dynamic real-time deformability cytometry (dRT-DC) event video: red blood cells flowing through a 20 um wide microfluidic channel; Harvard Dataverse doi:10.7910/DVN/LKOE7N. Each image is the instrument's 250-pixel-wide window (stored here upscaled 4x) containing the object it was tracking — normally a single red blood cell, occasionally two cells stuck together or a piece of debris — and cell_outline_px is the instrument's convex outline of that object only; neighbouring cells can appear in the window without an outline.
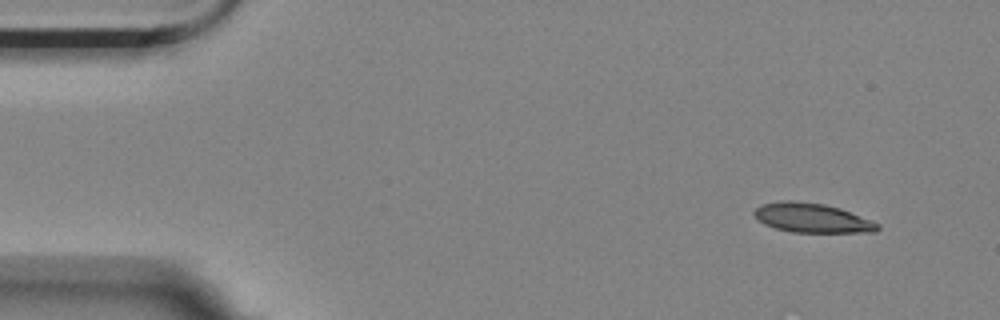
{"species": "Egyptian fruit bat (a non-hibernating species)", "species_latin": "Rousettus aegyptiacus", "temperature_condition": "room temperature", "stored_images_in_passage": 4, "camera_frame_rate_fps": 3000, "um_per_image_px": 0.085, "animal": {"sex": "female"}, "frame": {"image": 1, "passage_image": 1, "time_ms": 0.0, "image_size_px": [1000, 320], "cell_outline_px": [[880, 228], [876, 232], [792, 232], [776, 228], [764, 224], [752, 212], [760, 204], [780, 200], [792, 200], [824, 204], [840, 208], [872, 220], [880, 224]], "centroid_in_image_um": [69.03, 18.51], "position_along_channel_um": 16.0, "area_um2": 21.15}}
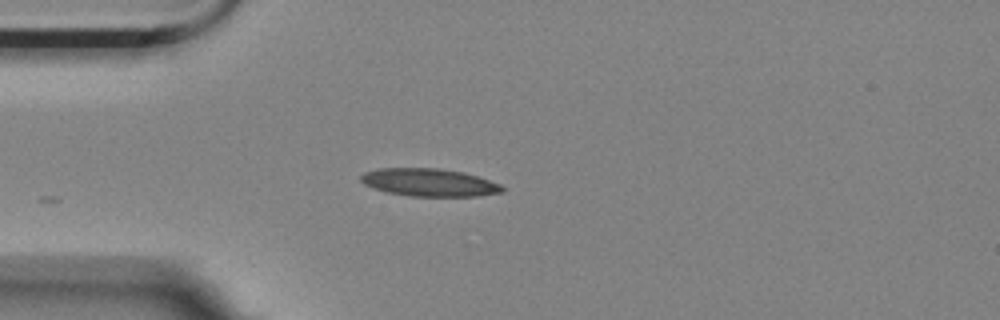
{"frame": {"image": 2, "passage_image": 4, "time_ms": 1.0, "image_size_px": [1000, 320], "cell_outline_px": [[504, 192], [476, 196], [412, 196], [388, 192], [364, 184], [360, 180], [360, 176], [364, 172], [376, 168], [440, 168], [464, 172], [500, 184], [504, 188]], "centroid_in_image_um": [36.48, 15.5], "position_along_channel_um": 48.5, "area_um2": 22.77}}